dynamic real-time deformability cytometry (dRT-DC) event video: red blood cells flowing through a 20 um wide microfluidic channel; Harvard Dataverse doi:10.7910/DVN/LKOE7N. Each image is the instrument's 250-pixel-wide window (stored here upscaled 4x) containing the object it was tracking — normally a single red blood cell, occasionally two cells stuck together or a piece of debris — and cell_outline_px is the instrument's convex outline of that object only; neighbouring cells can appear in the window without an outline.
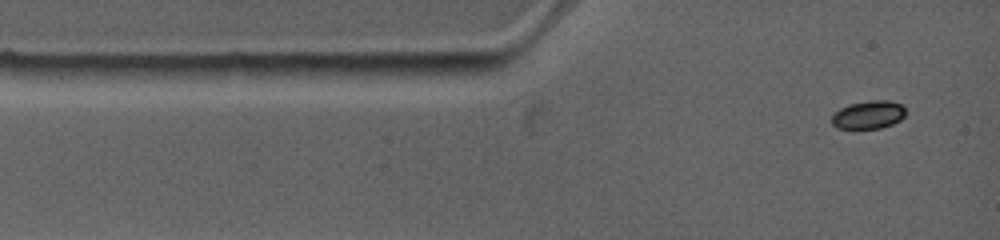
{"species": "common noctule bat (a hibernating species)", "species_latin": "Nyctalus noctula", "temperature_condition": "warm", "stored_images_in_passage": 2, "camera_frame_rate_fps": 4500, "um_per_image_px": 0.085, "animal": {"sex": "female", "body_mass_g": 19.0, "forearm_length_mm": 53.3}, "frame": {"image": 1, "passage_image": 2, "time_ms": 0.889, "image_size_px": [1000, 240], "cell_outline_px": [[904, 116], [900, 120], [892, 124], [880, 128], [836, 128], [832, 124], [832, 116], [840, 108], [848, 104], [872, 100], [888, 100], [900, 104], [904, 108]], "centroid_in_image_um": [73.8, 9.75], "position_along_channel_um": 11.2, "area_um2": 11.96}}